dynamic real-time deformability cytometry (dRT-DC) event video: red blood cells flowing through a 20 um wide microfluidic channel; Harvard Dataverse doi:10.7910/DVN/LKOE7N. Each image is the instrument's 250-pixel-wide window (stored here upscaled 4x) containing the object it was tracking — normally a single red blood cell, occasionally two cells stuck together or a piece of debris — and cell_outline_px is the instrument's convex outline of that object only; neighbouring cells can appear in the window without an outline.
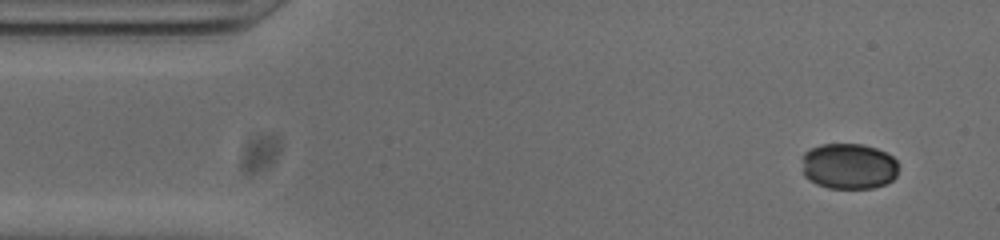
{"species": "common noctule bat (a hibernating species)", "species_latin": "Nyctalus noctula", "temperature_condition": "cold", "stored_images_in_passage": 50, "camera_frame_rate_fps": 3000, "um_per_image_px": 0.085, "animal": {"sex": "male", "body_mass_g": 20.0, "forearm_length_mm": 53.3}, "frame": {"image": 1, "passage_image": 1, "time_ms": 0.0, "image_size_px": [1000, 240], "cell_outline_px": [[896, 176], [892, 180], [884, 184], [872, 188], [828, 188], [816, 184], [804, 176], [804, 152], [820, 144], [864, 144], [876, 148], [892, 156], [896, 160]], "centroid_in_image_um": [72.14, 14.12], "position_along_channel_um": 12.9, "area_um2": 25.61}}
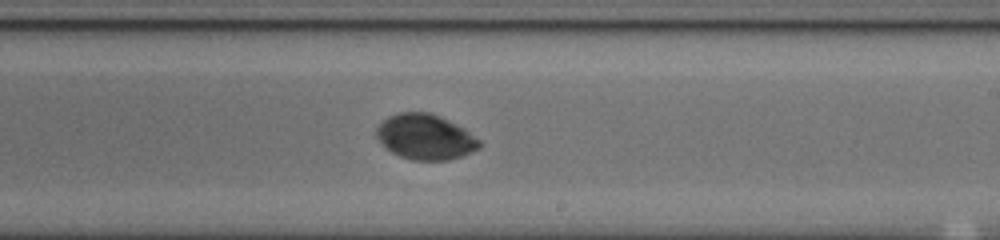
{"frame": {"image": 2, "passage_image": 27, "time_ms": 8.667, "image_size_px": [1000, 240], "cell_outline_px": [[480, 148], [460, 156], [448, 160], [412, 160], [400, 156], [392, 152], [376, 136], [376, 128], [388, 116], [400, 112], [428, 112], [440, 116], [464, 128], [480, 140]], "centroid_in_image_um": [36.16, 11.63], "position_along_channel_um": 252.8, "area_um2": 26.88}}
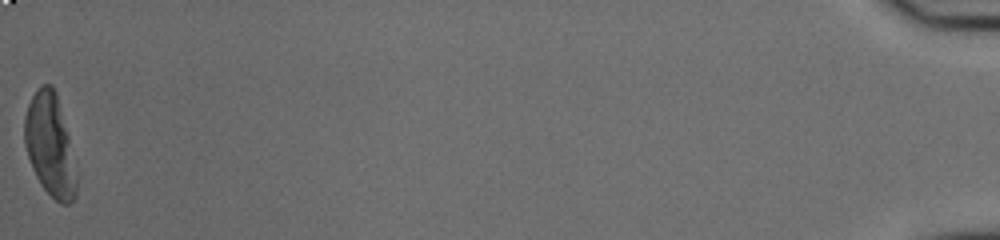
{"frame": {"image": 3, "passage_image": 50, "time_ms": 16.333, "image_size_px": [1000, 240], "cell_outline_px": [[76, 196], [68, 204], [60, 204], [40, 184], [36, 176], [28, 156], [24, 144], [24, 116], [28, 104], [32, 96], [44, 84], [52, 84], [56, 92], [68, 136], [76, 176]], "centroid_in_image_um": [4.23, 12.34], "position_along_channel_um": 431.0, "area_um2": 30.35}, "authors_computed_cell_mechanics": {"area_um2": 27.5706, "velocity_mm_per_s": 3.8062, "shape_relaxation_time_tau1_ms": 3.7343, "shape_relaxation_time_tau2_ms": null, "deformation_change_tau1": 0.067, "deformation_change_tau2": null}}